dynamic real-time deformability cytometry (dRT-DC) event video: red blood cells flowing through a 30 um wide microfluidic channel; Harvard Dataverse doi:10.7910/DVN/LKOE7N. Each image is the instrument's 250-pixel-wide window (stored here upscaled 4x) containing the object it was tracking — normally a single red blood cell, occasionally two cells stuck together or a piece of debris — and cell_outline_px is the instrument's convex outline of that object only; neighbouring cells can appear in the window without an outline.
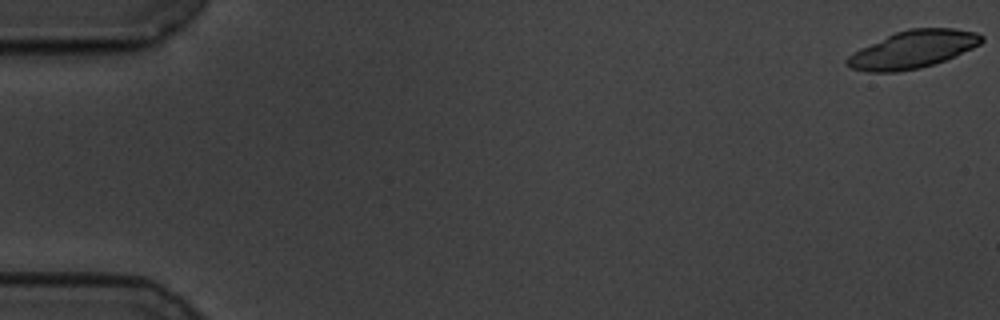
{"species": "common noctule bat (a hibernating species)", "species_latin": "Nyctalus noctula", "temperature_condition": "cold", "stored_images_in_passage": 58, "camera_frame_rate_fps": 3000, "um_per_image_px": 0.085, "animal": {"sex": "male", "body_mass_g": 19.5, "forearm_length_mm": 54.6}, "frame": {"image": 1, "passage_image": 1, "time_ms": 0.0, "image_size_px": [1000, 320], "cell_outline_px": [[984, 40], [980, 44], [972, 48], [944, 60], [920, 68], [896, 72], [868, 72], [852, 68], [844, 64], [844, 60], [852, 52], [860, 48], [896, 32], [908, 28], [952, 28], [976, 32], [984, 36]], "centroid_in_image_um": [77.57, 4.2], "position_along_channel_um": 7.4, "area_um2": 29.3}}